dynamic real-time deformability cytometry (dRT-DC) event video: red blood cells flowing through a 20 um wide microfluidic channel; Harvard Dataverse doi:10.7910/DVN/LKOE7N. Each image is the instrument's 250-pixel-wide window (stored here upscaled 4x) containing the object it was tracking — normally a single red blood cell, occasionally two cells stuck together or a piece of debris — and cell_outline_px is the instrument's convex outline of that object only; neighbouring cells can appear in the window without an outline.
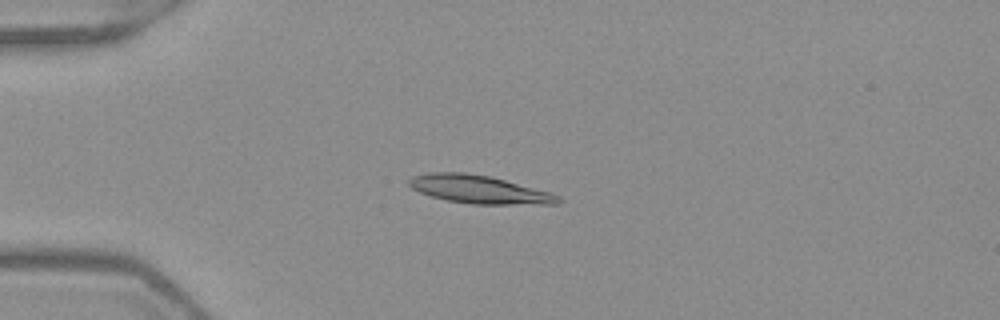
{"species": "Egyptian fruit bat (a non-hibernating species)", "species_latin": "Rousettus aegyptiacus", "temperature_condition": "warm", "stored_images_in_passage": 51, "camera_frame_rate_fps": 3000, "um_per_image_px": 0.085, "frame": {"image": 1, "passage_image": 13, "time_ms": 4.0, "image_size_px": [1000, 320], "cell_outline_px": [[564, 200], [560, 204], [472, 204], [448, 200], [432, 196], [420, 192], [412, 188], [408, 184], [408, 180], [412, 176], [428, 172], [464, 172], [488, 176], [504, 180], [548, 192], [560, 196]], "centroid_in_image_um": [40.72, 16.1], "position_along_channel_um": 44.3, "area_um2": 24.22}}
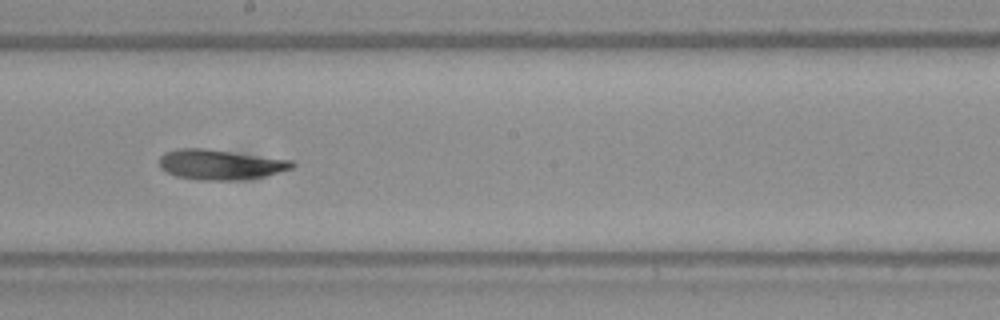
{"frame": {"image": 2, "passage_image": 29, "time_ms": 9.333, "image_size_px": [1000, 320], "cell_outline_px": [[296, 164], [292, 168], [264, 176], [240, 180], [200, 180], [176, 176], [160, 168], [160, 156], [164, 152], [176, 148], [204, 148], [292, 160]], "centroid_in_image_um": [18.7, 13.98], "position_along_channel_um": 229.5, "area_um2": 23.24}}
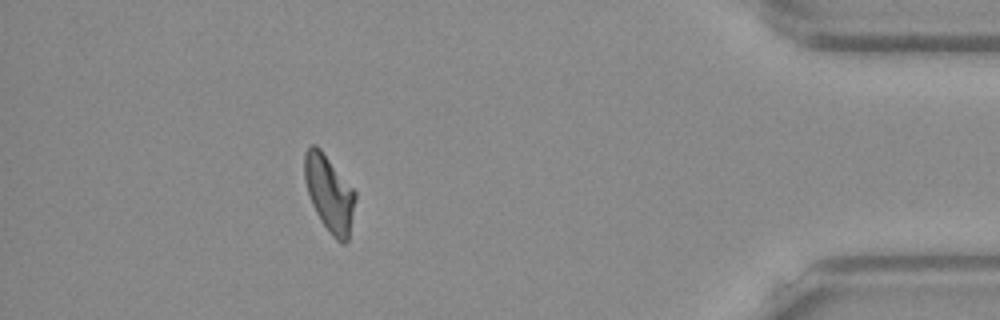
{"frame": {"image": 3, "passage_image": 46, "time_ms": 15.0, "image_size_px": [1000, 320], "cell_outline_px": [[356, 200], [348, 240], [344, 244], [340, 244], [332, 236], [320, 220], [312, 204], [304, 180], [304, 152], [312, 144], [316, 144], [320, 148], [356, 192]], "centroid_in_image_um": [27.99, 16.45], "position_along_channel_um": 407.2, "area_um2": 22.6}, "authors_computed_cell_mechanics": {"area_um2": 22.9466, "velocity_mm_per_s": 3.955, "shape_relaxation_time_tau1_ms": 6.1257, "shape_relaxation_time_tau2_ms": 3.0305, "deformation_change_tau1": 0.2164, "deformation_change_tau2": 0.1043}}